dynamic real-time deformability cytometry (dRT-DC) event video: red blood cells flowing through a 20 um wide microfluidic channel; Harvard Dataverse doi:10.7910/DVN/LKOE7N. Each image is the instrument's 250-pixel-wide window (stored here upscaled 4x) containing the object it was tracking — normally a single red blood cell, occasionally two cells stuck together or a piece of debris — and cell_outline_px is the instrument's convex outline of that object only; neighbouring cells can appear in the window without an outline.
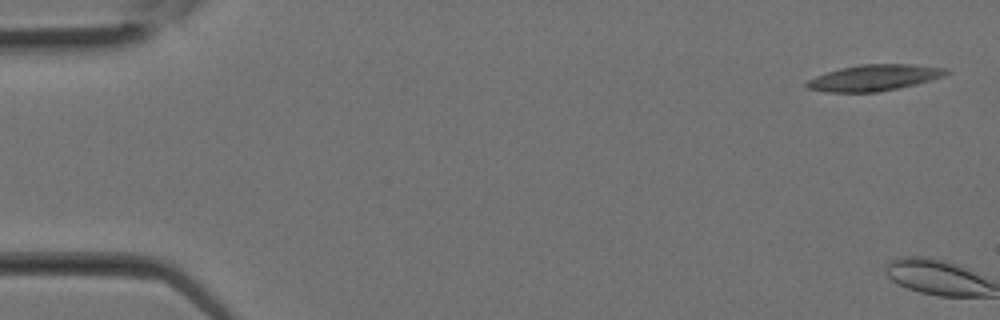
{"species": "Egyptian fruit bat (a non-hibernating species)", "species_latin": "Rousettus aegyptiacus", "temperature_condition": "room temperature", "stored_images_in_passage": 2, "camera_frame_rate_fps": 3000, "um_per_image_px": 0.085, "animal": {"sex": "female"}, "frame": {"image": 1, "passage_image": 1, "time_ms": 0.0, "image_size_px": [1000, 320], "cell_outline_px": [[948, 72], [944, 76], [932, 80], [900, 88], [876, 92], [828, 92], [808, 88], [804, 84], [808, 80], [816, 76], [840, 68], [860, 64], [912, 64], [948, 68]], "centroid_in_image_um": [74.33, 6.6], "position_along_channel_um": 10.7, "area_um2": 21.21}}